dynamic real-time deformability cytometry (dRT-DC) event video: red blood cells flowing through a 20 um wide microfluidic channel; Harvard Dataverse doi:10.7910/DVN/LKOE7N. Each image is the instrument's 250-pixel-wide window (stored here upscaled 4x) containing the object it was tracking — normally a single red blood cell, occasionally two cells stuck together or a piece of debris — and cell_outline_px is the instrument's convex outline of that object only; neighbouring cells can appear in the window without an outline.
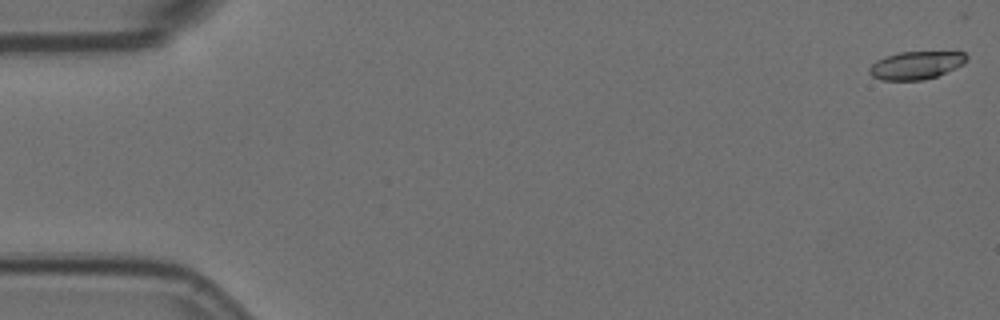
{"species": "Egyptian fruit bat (a non-hibernating species)", "species_latin": "Rousettus aegyptiacus", "temperature_condition": "room temperature", "stored_images_in_passage": 5, "camera_frame_rate_fps": 3000, "um_per_image_px": 0.085, "animal": {"sex": "female"}, "frame": {"image": 1, "passage_image": 1, "time_ms": 0.0, "image_size_px": [1000, 320], "cell_outline_px": [[968, 60], [964, 64], [956, 68], [936, 76], [924, 80], [880, 80], [872, 76], [868, 72], [868, 68], [876, 60], [884, 56], [900, 52], [964, 52], [968, 56]], "centroid_in_image_um": [77.85, 5.55], "position_along_channel_um": 7.1, "area_um2": 15.95}}